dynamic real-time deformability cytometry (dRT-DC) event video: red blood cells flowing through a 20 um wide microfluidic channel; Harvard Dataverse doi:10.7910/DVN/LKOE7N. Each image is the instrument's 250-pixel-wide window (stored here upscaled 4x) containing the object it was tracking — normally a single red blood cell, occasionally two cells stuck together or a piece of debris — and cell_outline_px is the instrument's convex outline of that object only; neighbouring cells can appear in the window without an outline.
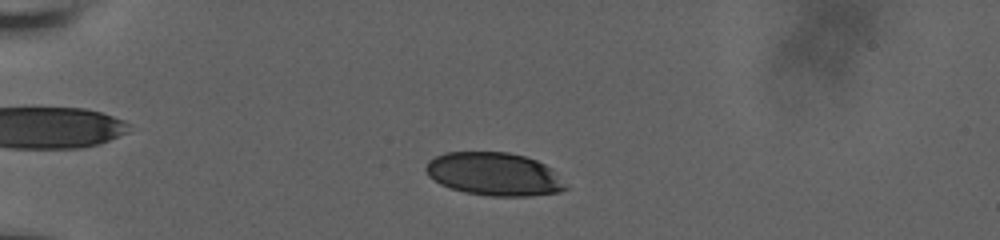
{"species": "human", "species_latin": "Homo sapiens", "temperature_condition": "room temperature", "stored_images_in_passage": 32, "camera_frame_rate_fps": 3000, "um_per_image_px": 0.085, "donor": {"sex": "male"}, "frame": {"image": 1, "passage_image": 5, "time_ms": 1.667, "image_size_px": [1000, 240], "cell_outline_px": [[568, 188], [560, 192], [528, 196], [492, 196], [464, 192], [440, 184], [428, 176], [424, 168], [428, 160], [444, 152], [508, 152], [524, 156], [536, 160], [552, 168]], "centroid_in_image_um": [41.98, 14.79], "position_along_channel_um": 43.0, "area_um2": 35.14}}
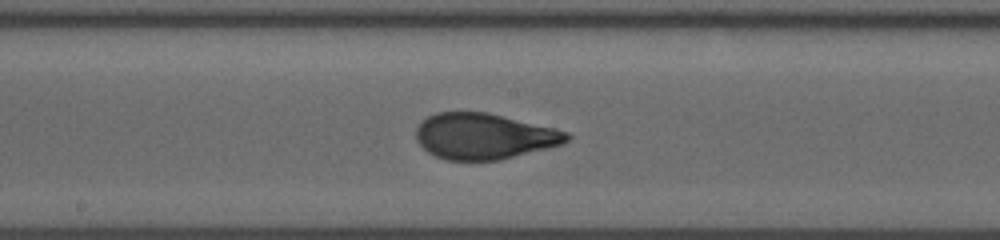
{"frame": {"image": 2, "passage_image": 18, "time_ms": 7.333, "image_size_px": [1000, 240], "cell_outline_px": [[572, 136], [568, 140], [560, 144], [548, 148], [500, 160], [444, 160], [428, 152], [416, 140], [416, 128], [420, 120], [436, 112], [488, 112], [556, 128], [568, 132]], "centroid_in_image_um": [41.13, 11.57], "position_along_channel_um": 207.1, "area_um2": 40.52}}
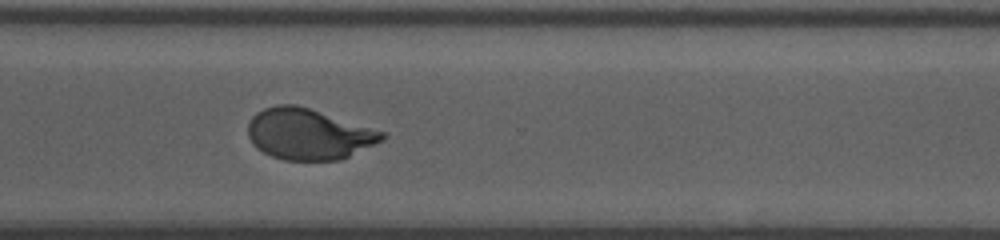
{"frame": {"image": 3, "passage_image": 31, "time_ms": 11.0, "image_size_px": [1000, 240], "cell_outline_px": [[388, 136], [340, 160], [284, 160], [272, 156], [256, 148], [252, 144], [248, 136], [248, 124], [252, 116], [256, 112], [264, 108], [276, 104], [296, 104], [384, 132]], "centroid_in_image_um": [26.15, 11.39], "position_along_channel_um": 344.4, "area_um2": 39.36}}